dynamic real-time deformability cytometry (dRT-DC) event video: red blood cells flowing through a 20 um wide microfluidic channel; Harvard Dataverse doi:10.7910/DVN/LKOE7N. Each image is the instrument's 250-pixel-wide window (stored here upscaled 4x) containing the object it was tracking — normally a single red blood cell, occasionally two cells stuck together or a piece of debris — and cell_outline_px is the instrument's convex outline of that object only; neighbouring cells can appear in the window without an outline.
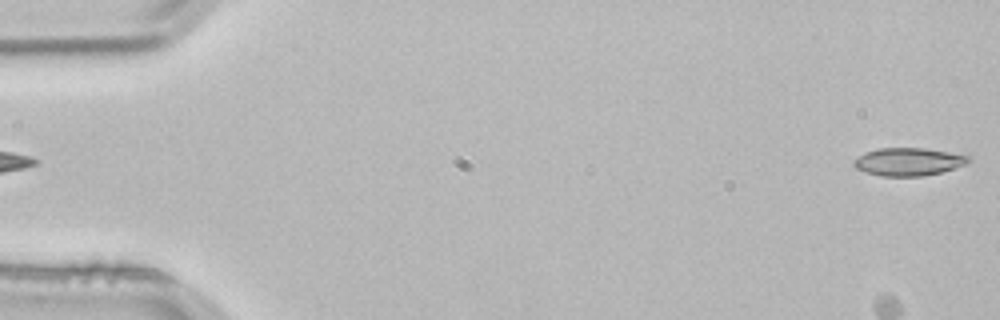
{"species": "common noctule bat (a hibernating species)", "species_latin": "Nyctalus noctula", "temperature_condition": "room temperature", "stored_images_in_passage": 4, "segment_of_instrument_passage": [2, 2], "camera_frame_rate_fps": 3000, "um_per_image_px": 0.085, "animal": {"sex": "male", "body_mass_g": 21.5, "forearm_length_mm": 52.0}, "frame": {"image": 1, "passage_image": 4, "time_ms": 1.0, "image_size_px": [1000, 320], "cell_outline_px": [[972, 160], [968, 164], [940, 172], [920, 176], [880, 176], [864, 172], [856, 168], [852, 164], [852, 160], [856, 156], [864, 152], [880, 148], [924, 148], [948, 152], [968, 156]], "centroid_in_image_um": [77.16, 13.74], "position_along_channel_um": 7.8, "area_um2": 18.73}}